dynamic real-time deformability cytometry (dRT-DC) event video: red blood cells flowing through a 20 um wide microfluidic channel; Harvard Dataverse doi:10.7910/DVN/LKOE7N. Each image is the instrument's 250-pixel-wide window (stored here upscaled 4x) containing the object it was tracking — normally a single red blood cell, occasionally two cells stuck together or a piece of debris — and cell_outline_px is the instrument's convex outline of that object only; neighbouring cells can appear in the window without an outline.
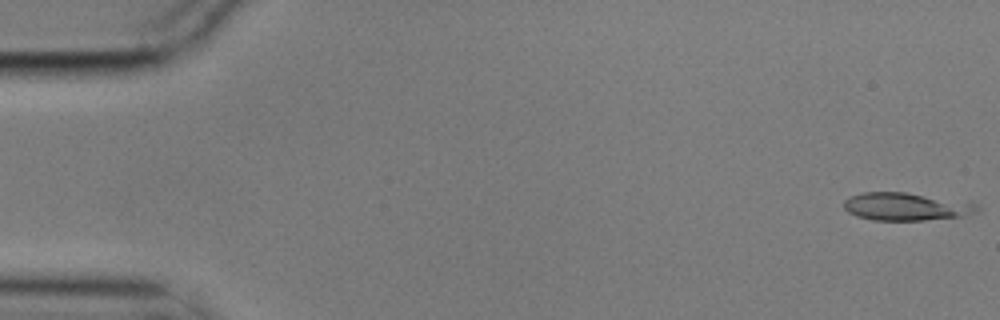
{"species": "common noctule bat (a hibernating species)", "species_latin": "Nyctalus noctula", "temperature_condition": "cold", "stored_images_in_passage": 4, "camera_frame_rate_fps": 3000, "um_per_image_px": 0.085, "animal": {"sex": "male", "body_mass_g": 17.9}, "frame": {"image": 1, "passage_image": 1, "time_ms": 0.0, "image_size_px": [1000, 320], "cell_outline_px": [[980, 208], [976, 212], [964, 216], [924, 220], [872, 220], [856, 216], [848, 212], [844, 208], [844, 200], [848, 196], [864, 192], [904, 192], [976, 204]], "centroid_in_image_um": [76.94, 17.57], "position_along_channel_um": 8.1, "area_um2": 21.33}}